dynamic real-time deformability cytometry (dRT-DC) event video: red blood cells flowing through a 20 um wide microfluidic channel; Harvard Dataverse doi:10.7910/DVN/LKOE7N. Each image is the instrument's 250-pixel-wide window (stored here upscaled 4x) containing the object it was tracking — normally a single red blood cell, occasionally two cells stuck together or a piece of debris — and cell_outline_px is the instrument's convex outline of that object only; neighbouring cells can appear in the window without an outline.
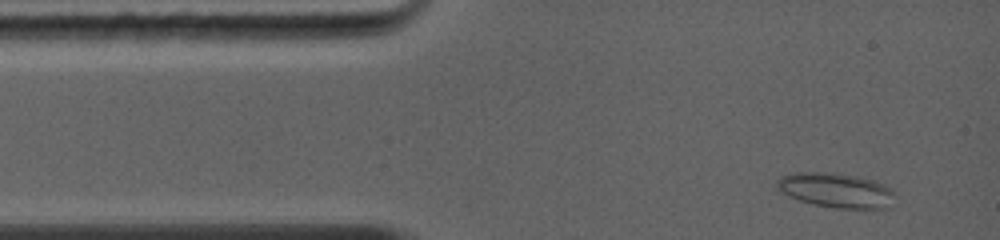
{"species": "common noctule bat (a hibernating species)", "species_latin": "Nyctalus noctula", "temperature_condition": "warm", "stored_images_in_passage": 29, "camera_frame_rate_fps": 5000, "um_per_image_px": 0.085, "animal": {"sex": "female", "body_mass_g": 19.0, "forearm_length_mm": 56.7}, "frame": {"image": 1, "passage_image": 2, "time_ms": 0.4, "image_size_px": [1000, 240], "cell_outline_px": [[892, 192], [888, 208], [836, 208], [812, 204], [788, 196], [776, 184], [776, 180], [780, 176], [792, 172], [832, 172], [872, 180], [884, 184], [892, 188]], "centroid_in_image_um": [71.0, 16.16], "position_along_channel_um": 14.0, "area_um2": 23.47}}
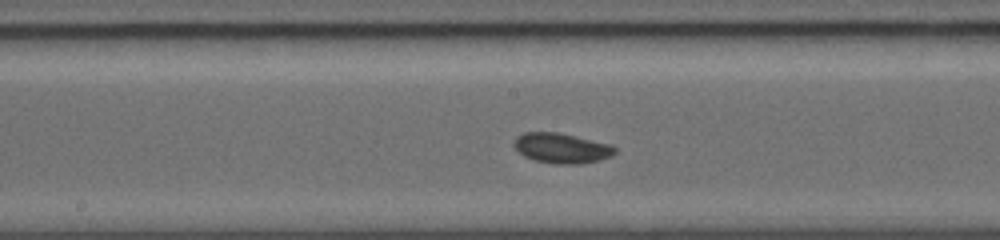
{"frame": {"image": 2, "passage_image": 16, "time_ms": 5.8, "image_size_px": [1000, 240], "cell_outline_px": [[616, 152], [612, 156], [600, 160], [580, 164], [556, 164], [532, 160], [524, 156], [512, 144], [516, 136], [524, 132], [556, 132], [612, 144], [616, 148]], "centroid_in_image_um": [47.74, 12.59], "position_along_channel_um": 200.5, "area_um2": 17.86}}
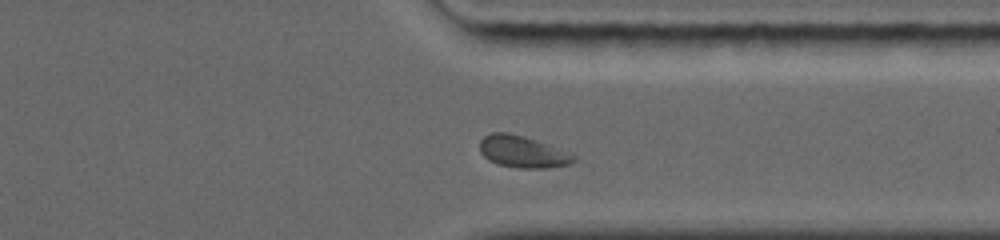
{"frame": {"image": 3, "passage_image": 26, "time_ms": 9.6, "image_size_px": [1000, 240], "cell_outline_px": [[576, 160], [572, 164], [548, 168], [520, 168], [496, 164], [488, 160], [480, 152], [480, 140], [484, 136], [492, 132], [508, 132], [524, 136], [536, 140], [576, 156]], "centroid_in_image_um": [44.39, 12.91], "position_along_channel_um": 367.0, "area_um2": 17.4}, "authors_computed_cell_mechanics": {"area_um2": 17.34, "velocity_mm_per_s": 4.3543, "shape_relaxation_time_tau1_ms": 2.5369, "shape_relaxation_time_tau2_ms": 8.6355, "deformation_change_tau1": 0.0775, "deformation_change_tau2": 0.1268}}